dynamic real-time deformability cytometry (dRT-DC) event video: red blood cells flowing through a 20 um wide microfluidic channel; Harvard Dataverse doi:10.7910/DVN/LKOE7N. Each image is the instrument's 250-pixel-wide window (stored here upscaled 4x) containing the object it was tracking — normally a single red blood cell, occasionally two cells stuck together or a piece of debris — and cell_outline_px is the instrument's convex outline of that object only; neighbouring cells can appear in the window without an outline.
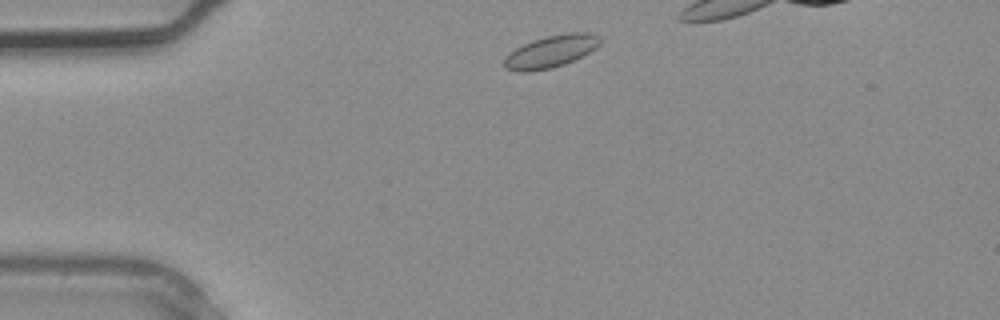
{"species": "common noctule bat (a hibernating species)", "species_latin": "Nyctalus noctula", "temperature_condition": "warm", "stored_images_in_passage": 4, "segment_of_instrument_passage": [2, 2], "camera_frame_rate_fps": 3000, "um_per_image_px": 0.085, "animal": {"sex": "male", "body_mass_g": 20.4}, "frame": {"image": 1, "passage_image": 4, "time_ms": 1.0, "image_size_px": [1000, 320], "cell_outline_px": [[600, 44], [596, 48], [564, 64], [552, 68], [528, 72], [516, 72], [504, 68], [504, 56], [516, 48], [532, 40], [548, 36], [568, 32], [588, 32], [600, 36]], "centroid_in_image_um": [46.79, 4.38], "position_along_channel_um": 38.2, "area_um2": 17.98}}